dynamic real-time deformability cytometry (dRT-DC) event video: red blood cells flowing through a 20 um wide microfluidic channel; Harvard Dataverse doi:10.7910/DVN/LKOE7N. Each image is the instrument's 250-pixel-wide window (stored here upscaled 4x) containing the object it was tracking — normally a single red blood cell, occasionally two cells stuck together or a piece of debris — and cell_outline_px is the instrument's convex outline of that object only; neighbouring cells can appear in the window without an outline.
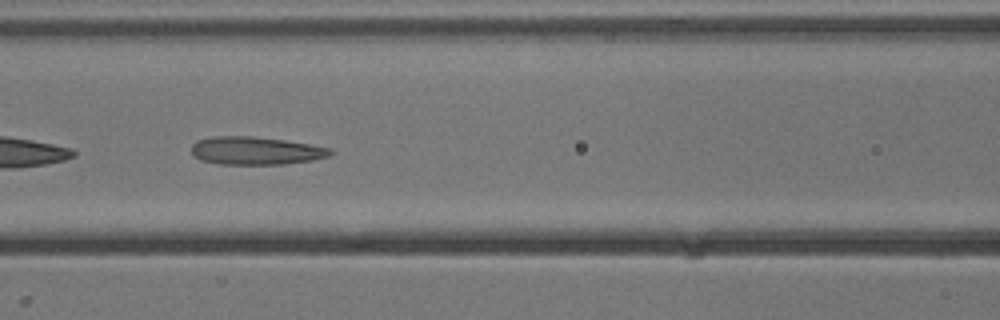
{"species": "common noctule bat (a hibernating species)", "species_latin": "Nyctalus noctula", "temperature_condition": "cold", "stored_images_in_passage": 29, "camera_frame_rate_fps": 3000, "um_per_image_px": 0.085, "animal": {"sex": "male", "body_mass_g": 13.3}, "frame": {"image": 1, "passage_image": 13, "time_ms": 4.0, "image_size_px": [1000, 320], "cell_outline_px": [[332, 152], [328, 156], [312, 160], [284, 164], [216, 164], [200, 160], [192, 152], [192, 144], [196, 140], [212, 136], [252, 136], [284, 140], [332, 148]], "centroid_in_image_um": [21.7, 12.81], "position_along_channel_um": 144.9, "area_um2": 22.6}}
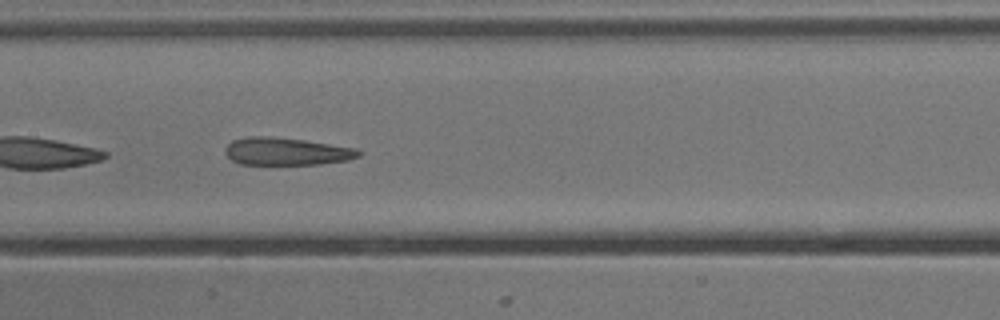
{"frame": {"image": 2, "passage_image": 16, "time_ms": 5.0, "image_size_px": [1000, 320], "cell_outline_px": [[364, 152], [360, 156], [348, 160], [320, 164], [240, 164], [232, 160], [224, 152], [224, 148], [232, 140], [248, 136], [268, 136], [304, 140], [356, 148]], "centroid_in_image_um": [24.35, 12.87], "position_along_channel_um": 183.0, "area_um2": 21.5}}
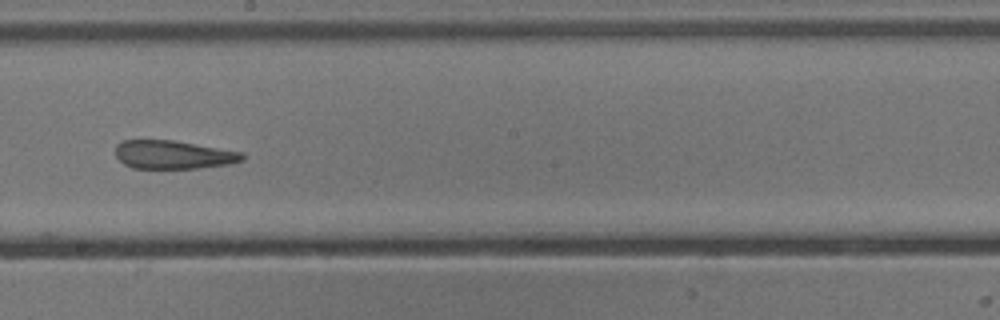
{"frame": {"image": 3, "passage_image": 20, "time_ms": 6.333, "image_size_px": [1000, 320], "cell_outline_px": [[244, 160], [232, 164], [196, 168], [132, 168], [124, 164], [116, 156], [116, 144], [124, 140], [172, 140], [244, 152]], "centroid_in_image_um": [14.76, 13.15], "position_along_channel_um": 233.4, "area_um2": 21.04}}